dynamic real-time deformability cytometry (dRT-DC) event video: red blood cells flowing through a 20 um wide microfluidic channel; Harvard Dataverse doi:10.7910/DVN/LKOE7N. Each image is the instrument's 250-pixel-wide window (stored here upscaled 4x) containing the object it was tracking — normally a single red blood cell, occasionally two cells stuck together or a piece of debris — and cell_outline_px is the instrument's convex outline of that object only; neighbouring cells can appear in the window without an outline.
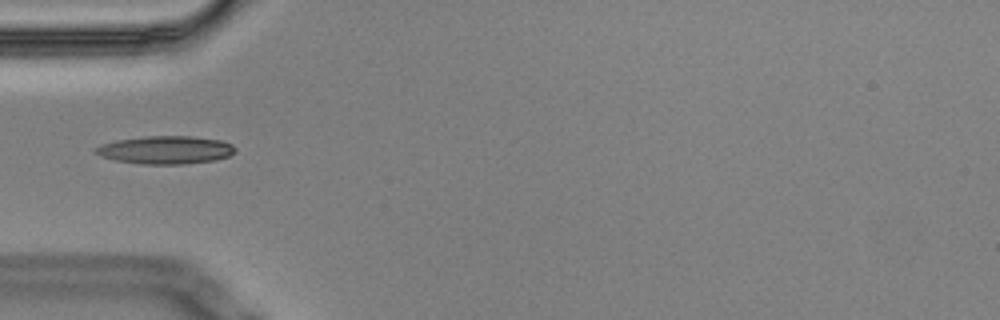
{"species": "Egyptian fruit bat (a non-hibernating species)", "species_latin": "Rousettus aegyptiacus", "temperature_condition": "cold", "stored_images_in_passage": 2, "camera_frame_rate_fps": 3000, "um_per_image_px": 0.085, "animal": {"sex": "male"}, "frame": {"image": 1, "passage_image": 2, "time_ms": 0.333, "image_size_px": [1000, 320], "cell_outline_px": [[236, 152], [228, 156], [216, 160], [184, 164], [140, 164], [116, 160], [100, 156], [92, 152], [100, 144], [116, 140], [144, 136], [192, 136], [220, 140], [232, 144], [236, 148]], "centroid_in_image_um": [14.07, 12.74], "position_along_channel_um": 70.9, "area_um2": 22.95}}